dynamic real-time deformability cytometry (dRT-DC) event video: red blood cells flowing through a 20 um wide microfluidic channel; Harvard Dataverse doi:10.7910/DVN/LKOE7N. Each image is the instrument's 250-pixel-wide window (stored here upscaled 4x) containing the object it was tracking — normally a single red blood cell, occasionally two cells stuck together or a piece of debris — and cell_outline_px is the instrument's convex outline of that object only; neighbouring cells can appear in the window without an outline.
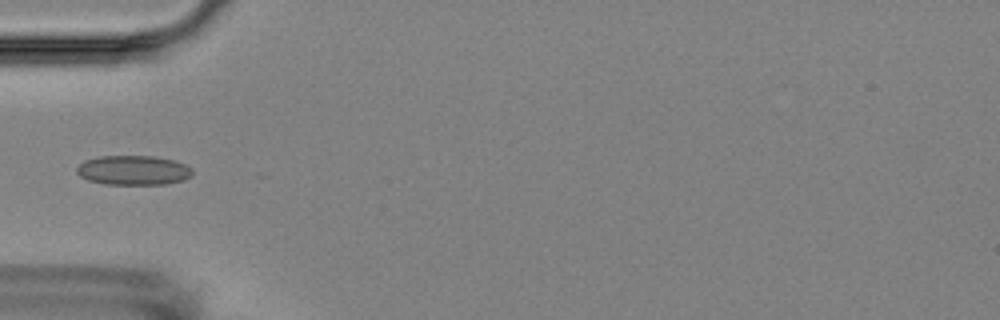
{"species": "Egyptian fruit bat (a non-hibernating species)", "species_latin": "Rousettus aegyptiacus", "temperature_condition": "room temperature", "stored_images_in_passage": 3, "camera_frame_rate_fps": 3000, "um_per_image_px": 0.085, "animal": {"sex": "female"}, "frame": {"image": 1, "passage_image": 3, "time_ms": 2.333, "image_size_px": [1000, 320], "cell_outline_px": [[192, 176], [184, 180], [164, 184], [104, 184], [88, 180], [80, 176], [76, 172], [76, 168], [84, 160], [96, 156], [156, 156], [176, 160], [192, 168]], "centroid_in_image_um": [11.34, 14.46], "position_along_channel_um": 73.7, "area_um2": 20.11}}